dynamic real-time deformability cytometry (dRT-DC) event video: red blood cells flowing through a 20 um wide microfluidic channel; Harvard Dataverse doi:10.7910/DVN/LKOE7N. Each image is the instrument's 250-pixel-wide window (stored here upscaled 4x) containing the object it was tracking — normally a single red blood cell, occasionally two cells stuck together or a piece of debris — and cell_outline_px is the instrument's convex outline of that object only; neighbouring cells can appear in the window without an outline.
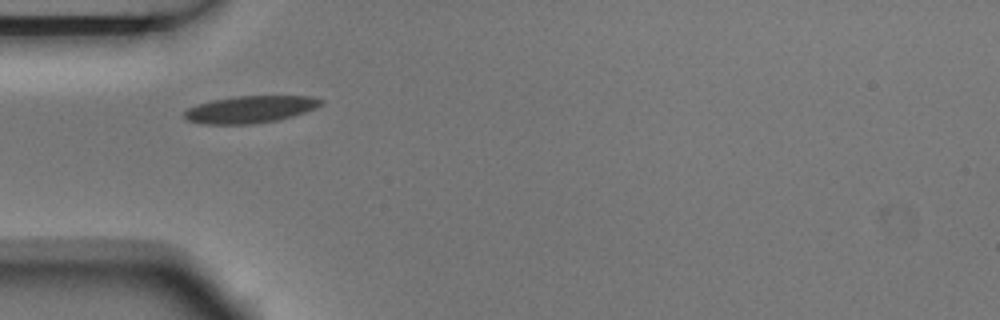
{"species": "Egyptian fruit bat (a non-hibernating species)", "species_latin": "Rousettus aegyptiacus", "temperature_condition": "room temperature", "stored_images_in_passage": 2, "camera_frame_rate_fps": 3000, "um_per_image_px": 0.085, "animal": {"sex": "male"}, "frame": {"image": 1, "passage_image": 1, "time_ms": 0.0, "image_size_px": [1000, 320], "cell_outline_px": [[324, 100], [316, 108], [292, 116], [276, 120], [252, 124], [204, 124], [188, 120], [184, 116], [184, 112], [188, 108], [196, 104], [212, 100], [236, 96], [312, 96]], "centroid_in_image_um": [21.25, 9.29], "position_along_channel_um": 63.7, "area_um2": 21.44}}
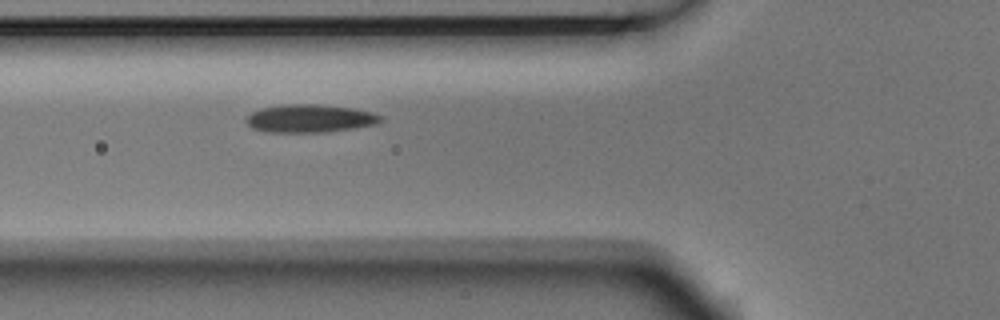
{"frame": {"image": 2, "passage_image": 2, "time_ms": 0.333, "image_size_px": [1000, 320], "cell_outline_px": [[384, 116], [376, 124], [328, 132], [264, 132], [252, 128], [244, 120], [244, 116], [260, 108], [284, 104], [316, 104], [352, 108], [372, 112]], "centroid_in_image_um": [26.28, 10.07], "position_along_channel_um": 99.5, "area_um2": 22.08}}